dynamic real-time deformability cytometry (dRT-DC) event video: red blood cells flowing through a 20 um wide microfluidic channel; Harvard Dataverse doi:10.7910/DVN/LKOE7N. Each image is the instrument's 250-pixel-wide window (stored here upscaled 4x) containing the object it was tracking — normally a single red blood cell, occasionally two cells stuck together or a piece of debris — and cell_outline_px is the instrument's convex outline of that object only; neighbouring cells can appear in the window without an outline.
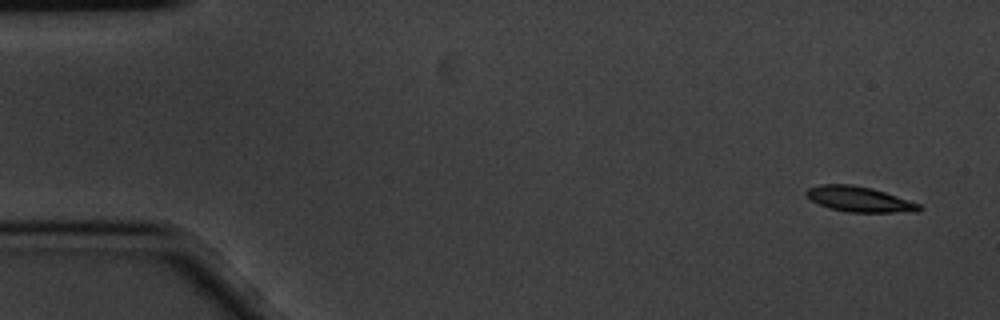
{"species": "common noctule bat (a hibernating species)", "species_latin": "Nyctalus noctula", "temperature_condition": "cold", "stored_images_in_passage": 5, "camera_frame_rate_fps": 3000, "um_per_image_px": 0.085, "animal": {"sex": "male", "body_mass_g": 20.1, "forearm_length_mm": 53.5}, "frame": {"image": 1, "passage_image": 1, "time_ms": 0.0, "image_size_px": [1000, 320], "cell_outline_px": [[924, 208], [920, 212], [848, 212], [828, 208], [812, 200], [804, 192], [808, 188], [820, 184], [852, 184], [872, 188], [920, 204]], "centroid_in_image_um": [73.06, 16.93], "position_along_channel_um": 11.9, "area_um2": 16.65}}